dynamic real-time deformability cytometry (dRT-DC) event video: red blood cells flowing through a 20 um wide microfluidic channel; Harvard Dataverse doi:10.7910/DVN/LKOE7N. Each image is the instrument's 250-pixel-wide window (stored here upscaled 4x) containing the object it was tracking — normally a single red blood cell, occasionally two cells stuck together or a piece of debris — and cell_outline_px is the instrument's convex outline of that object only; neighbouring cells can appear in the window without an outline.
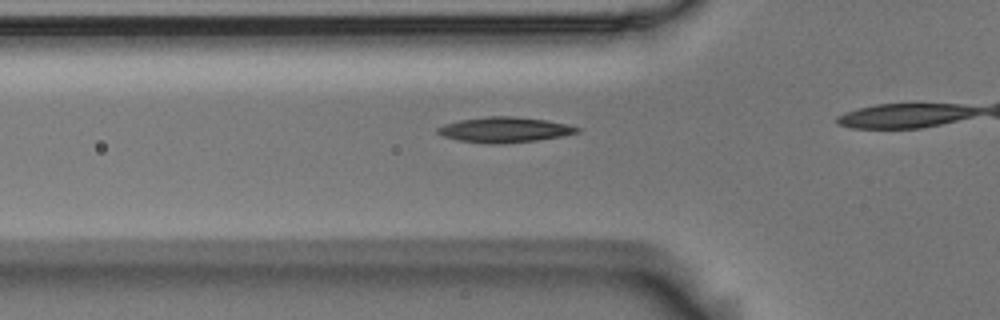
{"species": "Egyptian fruit bat (a non-hibernating species)", "species_latin": "Rousettus aegyptiacus", "temperature_condition": "room temperature", "stored_images_in_passage": 6, "camera_frame_rate_fps": 3000, "um_per_image_px": 0.085, "animal": {"sex": "male"}, "frame": {"image": 1, "passage_image": 6, "time_ms": 1.667, "image_size_px": [1000, 320], "cell_outline_px": [[580, 132], [560, 136], [536, 140], [492, 144], [460, 140], [444, 136], [436, 132], [436, 128], [444, 124], [460, 120], [488, 116], [512, 116], [544, 120], [564, 124], [580, 128]], "centroid_in_image_um": [42.85, 11.02], "position_along_channel_um": 83.0, "area_um2": 20.11}}